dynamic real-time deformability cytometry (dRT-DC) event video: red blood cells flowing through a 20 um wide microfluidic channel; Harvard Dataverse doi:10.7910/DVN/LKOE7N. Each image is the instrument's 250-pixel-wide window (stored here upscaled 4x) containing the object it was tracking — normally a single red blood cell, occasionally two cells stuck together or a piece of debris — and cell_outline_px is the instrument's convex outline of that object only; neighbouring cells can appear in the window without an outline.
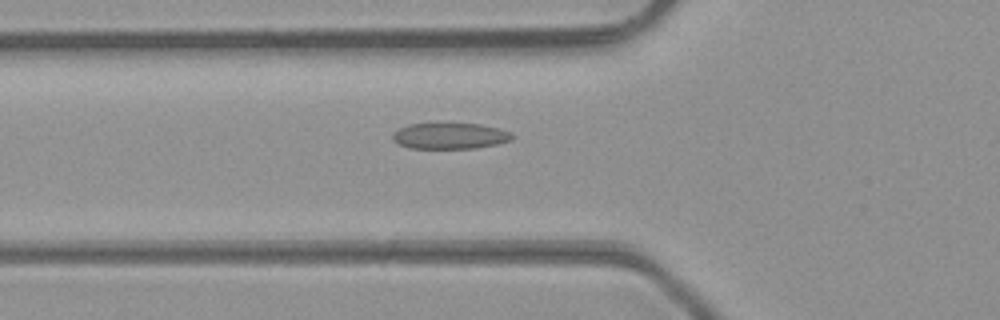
{"species": "common noctule bat (a hibernating species)", "species_latin": "Nyctalus noctula", "temperature_condition": "room temperature", "stored_images_in_passage": 33, "camera_frame_rate_fps": 3000, "um_per_image_px": 0.085, "animal": {"sex": "male", "body_mass_g": 23.1, "forearm_length_mm": 52.7}, "frame": {"image": 1, "passage_image": 5, "time_ms": 1.333, "image_size_px": [1000, 320], "cell_outline_px": [[512, 140], [496, 144], [476, 148], [408, 148], [392, 140], [392, 136], [400, 128], [408, 124], [480, 124], [512, 132]], "centroid_in_image_um": [38.25, 11.56], "position_along_channel_um": 87.6, "area_um2": 17.86}}
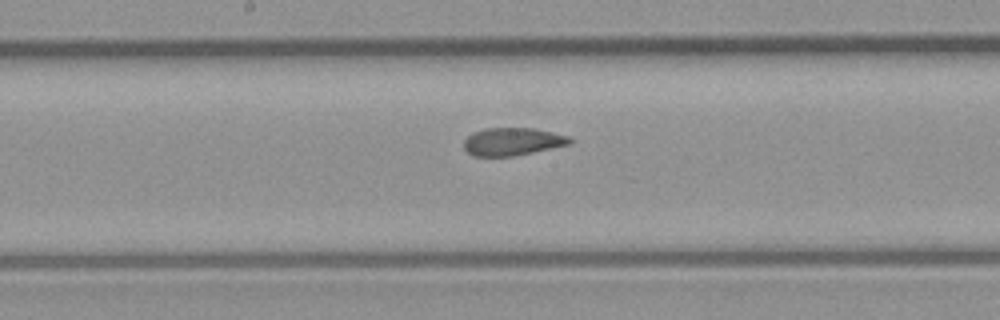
{"frame": {"image": 2, "passage_image": 13, "time_ms": 4.0, "image_size_px": [1000, 320], "cell_outline_px": [[572, 140], [568, 144], [532, 152], [512, 156], [472, 156], [464, 148], [464, 140], [472, 132], [484, 128], [532, 128], [552, 132], [568, 136]], "centroid_in_image_um": [43.5, 12.03], "position_along_channel_um": 204.7, "area_um2": 16.94}}
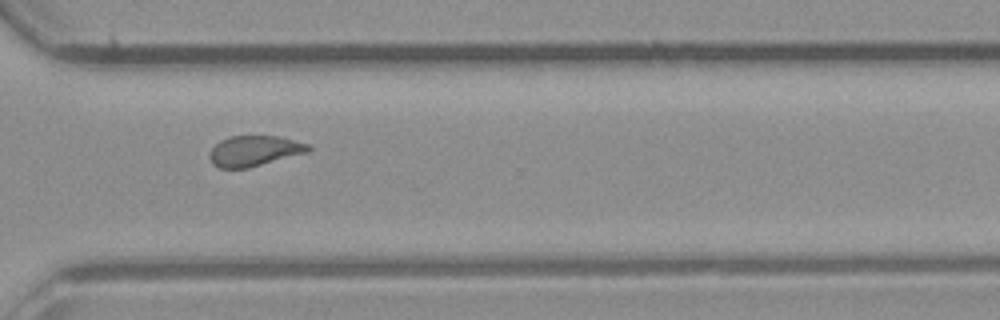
{"frame": {"image": 3, "passage_image": 23, "time_ms": 7.333, "image_size_px": [1000, 320], "cell_outline_px": [[312, 148], [304, 152], [248, 168], [220, 168], [212, 164], [208, 156], [208, 152], [220, 140], [228, 136], [276, 136], [308, 144]], "centroid_in_image_um": [21.51, 12.82], "position_along_channel_um": 349.1, "area_um2": 17.22}, "authors_computed_cell_mechanics": {"area_um2": 17.5712, "velocity_mm_per_s": 4.3523, "shape_relaxation_time_tau1_ms": null, "shape_relaxation_time_tau2_ms": 1.8235, "deformation_change_tau1": null, "deformation_change_tau2": 0.0942}}